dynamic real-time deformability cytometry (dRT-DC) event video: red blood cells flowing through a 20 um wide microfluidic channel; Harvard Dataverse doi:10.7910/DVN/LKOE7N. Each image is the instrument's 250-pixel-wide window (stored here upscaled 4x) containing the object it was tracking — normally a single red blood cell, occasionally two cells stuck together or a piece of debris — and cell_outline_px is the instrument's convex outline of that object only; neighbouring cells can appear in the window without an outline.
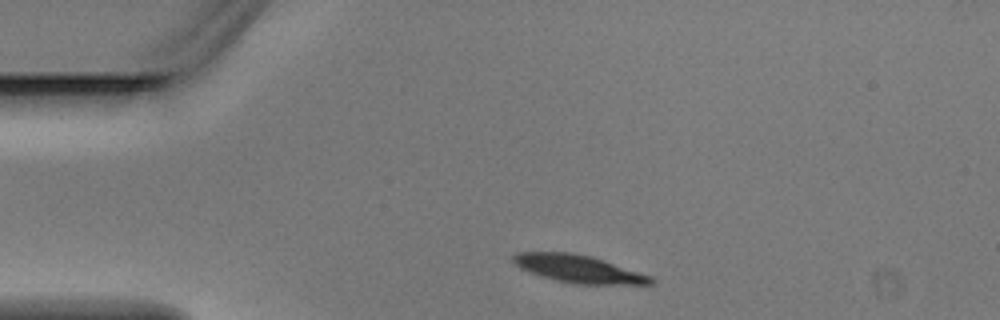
{"species": "Egyptian fruit bat (a non-hibernating species)", "species_latin": "Rousettus aegyptiacus", "temperature_condition": "warm", "stored_images_in_passage": 4, "segment_of_instrument_passage": [2, 2], "camera_frame_rate_fps": 3000, "um_per_image_px": 0.085, "animal": {"sex": "male"}, "frame": {"image": 1, "passage_image": 4, "time_ms": 1.0, "image_size_px": [1000, 320], "cell_outline_px": [[656, 284], [572, 284], [556, 280], [520, 268], [512, 260], [512, 256], [516, 252], [572, 252], [592, 256], [652, 276], [656, 280]], "centroid_in_image_um": [49.22, 22.85], "position_along_channel_um": 35.8, "area_um2": 22.14}}